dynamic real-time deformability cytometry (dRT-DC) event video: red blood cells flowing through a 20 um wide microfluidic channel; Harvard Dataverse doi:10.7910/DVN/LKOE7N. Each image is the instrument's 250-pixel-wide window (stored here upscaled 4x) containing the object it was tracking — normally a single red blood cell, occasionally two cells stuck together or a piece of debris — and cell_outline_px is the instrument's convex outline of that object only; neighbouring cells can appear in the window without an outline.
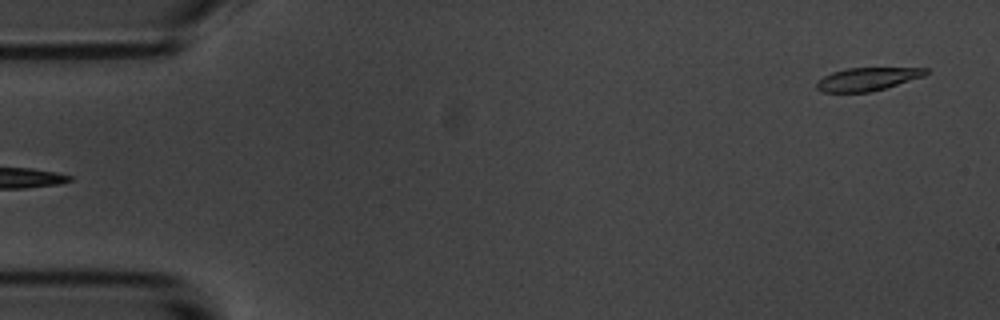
{"species": "common noctule bat (a hibernating species)", "species_latin": "Nyctalus noctula", "temperature_condition": "room temperature", "stored_images_in_passage": 55, "camera_frame_rate_fps": 3000, "um_per_image_px": 0.085, "animal": {"sex": "male", "body_mass_g": 20.1, "forearm_length_mm": 53.5}, "frame": {"image": 1, "passage_image": 1, "time_ms": 0.0, "image_size_px": [1000, 320], "cell_outline_px": [[928, 72], [924, 76], [872, 92], [820, 92], [816, 88], [816, 84], [824, 76], [832, 72], [844, 68], [928, 68]], "centroid_in_image_um": [73.71, 6.72], "position_along_channel_um": 11.3, "area_um2": 14.62}}
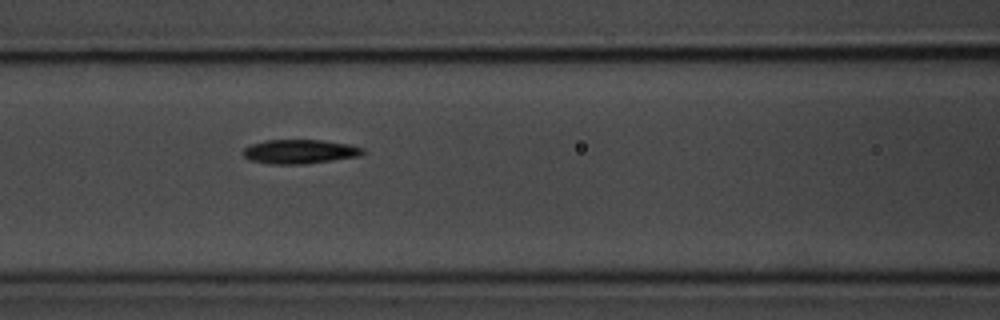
{"frame": {"image": 2, "passage_image": 22, "time_ms": 7.0, "image_size_px": [1000, 320], "cell_outline_px": [[364, 152], [360, 156], [304, 164], [268, 164], [248, 160], [244, 156], [244, 148], [252, 144], [264, 140], [320, 140], [348, 144], [364, 148]], "centroid_in_image_um": [25.46, 12.89], "position_along_channel_um": 141.1, "area_um2": 16.82}}
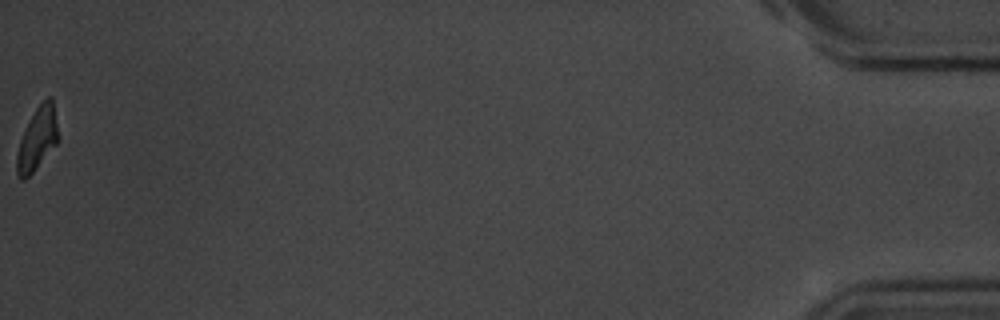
{"frame": {"image": 3, "passage_image": 55, "time_ms": 18.0, "image_size_px": [1000, 320], "cell_outline_px": [[56, 144], [32, 172], [24, 180], [20, 180], [16, 172], [16, 156], [20, 140], [24, 128], [36, 108], [48, 96], [52, 96], [56, 124]], "centroid_in_image_um": [3.12, 11.81], "position_along_channel_um": 432.1, "area_um2": 14.68}, "authors_computed_cell_mechanics": {"area_um2": 16.5308, "velocity_mm_per_s": 3.5529, "shape_relaxation_time_tau1_ms": 2.8149, "shape_relaxation_time_tau2_ms": 5.6183, "deformation_change_tau1": 0.1481, "deformation_change_tau2": 0.1393}}